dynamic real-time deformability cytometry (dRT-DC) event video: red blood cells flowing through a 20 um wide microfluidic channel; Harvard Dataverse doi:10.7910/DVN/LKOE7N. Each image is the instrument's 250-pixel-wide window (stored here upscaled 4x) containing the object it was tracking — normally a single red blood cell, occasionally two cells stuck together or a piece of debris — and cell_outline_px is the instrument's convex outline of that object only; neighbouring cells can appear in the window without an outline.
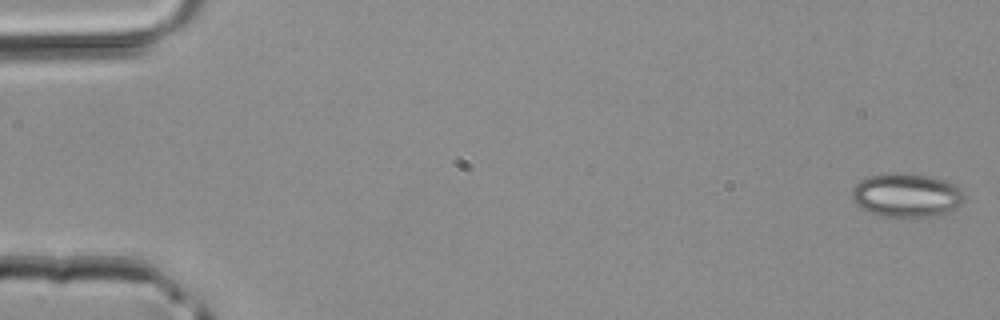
{"species": "common noctule bat (a hibernating species)", "species_latin": "Nyctalus noctula", "temperature_condition": "room temperature", "stored_images_in_passage": 4, "camera_frame_rate_fps": 3000, "um_per_image_px": 0.085, "animal": {"sex": "male", "body_mass_g": 20.4}, "frame": {"image": 1, "passage_image": 1, "time_ms": 0.0, "image_size_px": [1000, 320], "cell_outline_px": [[964, 200], [956, 208], [936, 216], [880, 216], [868, 212], [860, 208], [852, 200], [852, 188], [860, 180], [868, 176], [892, 172], [900, 172], [928, 176], [944, 180], [956, 184], [964, 192]], "centroid_in_image_um": [77.04, 16.58], "position_along_channel_um": 8.0, "area_um2": 28.84}}